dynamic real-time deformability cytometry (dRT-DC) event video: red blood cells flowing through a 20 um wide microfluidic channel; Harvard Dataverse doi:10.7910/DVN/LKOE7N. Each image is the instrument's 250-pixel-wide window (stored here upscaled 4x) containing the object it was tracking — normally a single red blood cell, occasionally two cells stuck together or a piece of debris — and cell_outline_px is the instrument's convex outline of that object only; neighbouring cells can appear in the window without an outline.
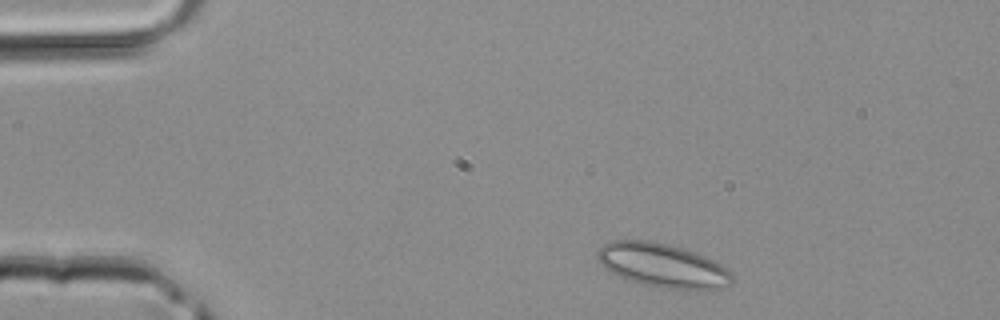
{"species": "common noctule bat (a hibernating species)", "species_latin": "Nyctalus noctula", "temperature_condition": "room temperature", "stored_images_in_passage": 38, "camera_frame_rate_fps": 3000, "um_per_image_px": 0.085, "animal": {"sex": "male", "body_mass_g": 20.4}, "frame": {"image": 1, "passage_image": 2, "time_ms": 0.333, "image_size_px": [1000, 320], "cell_outline_px": [[732, 280], [728, 284], [720, 288], [696, 292], [640, 284], [620, 276], [604, 268], [600, 264], [596, 256], [596, 252], [604, 244], [612, 240], [648, 240], [668, 244], [684, 248], [696, 252], [728, 268], [732, 272]], "centroid_in_image_um": [56.34, 22.57], "position_along_channel_um": 28.7, "area_um2": 34.85}}
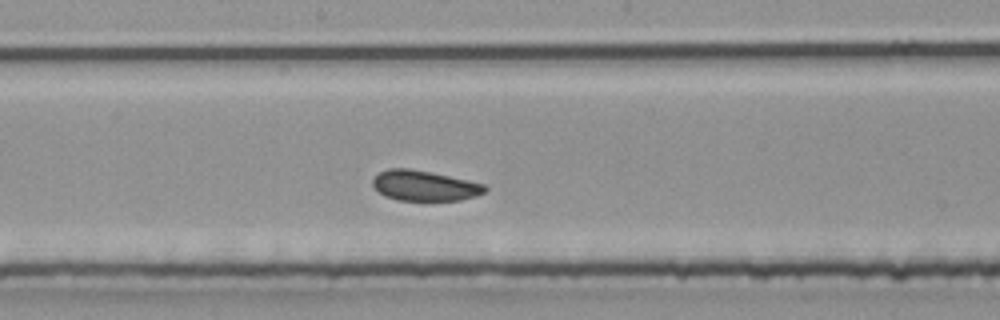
{"frame": {"image": 2, "passage_image": 18, "time_ms": 5.667, "image_size_px": [1000, 320], "cell_outline_px": [[488, 188], [484, 192], [476, 196], [460, 200], [396, 200], [384, 196], [372, 184], [372, 180], [380, 172], [388, 168], [408, 168], [432, 172], [484, 184]], "centroid_in_image_um": [36.07, 15.78], "position_along_channel_um": 212.1, "area_um2": 19.71}}
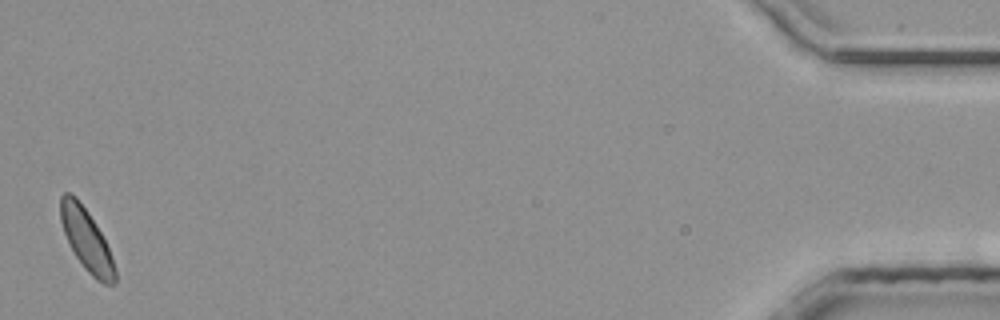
{"frame": {"image": 3, "passage_image": 38, "time_ms": 12.333, "image_size_px": [1000, 320], "cell_outline_px": [[116, 284], [104, 284], [96, 280], [84, 268], [68, 244], [60, 220], [60, 196], [64, 192], [72, 192], [76, 196], [88, 212], [100, 232], [112, 256], [116, 268]], "centroid_in_image_um": [7.34, 20.38], "position_along_channel_um": 427.9, "area_um2": 19.71}}